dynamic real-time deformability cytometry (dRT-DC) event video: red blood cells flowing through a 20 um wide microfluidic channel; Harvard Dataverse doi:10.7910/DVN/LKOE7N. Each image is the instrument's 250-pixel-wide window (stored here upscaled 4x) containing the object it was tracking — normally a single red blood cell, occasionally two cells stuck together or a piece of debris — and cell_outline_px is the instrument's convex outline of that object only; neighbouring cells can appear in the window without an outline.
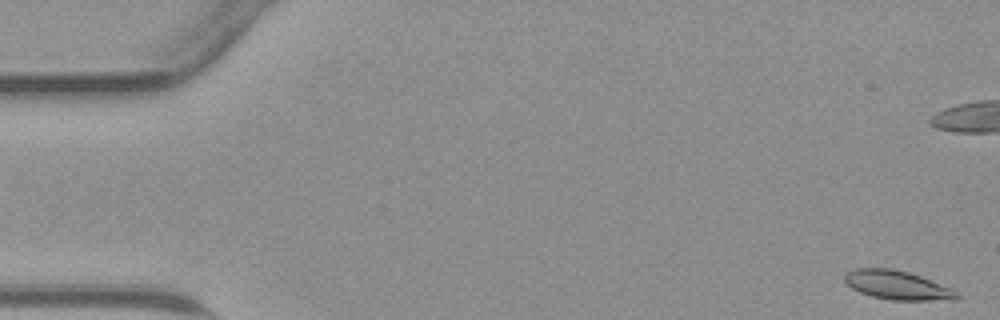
{"species": "common noctule bat (a hibernating species)", "species_latin": "Nyctalus noctula", "temperature_condition": "warm", "stored_images_in_passage": 46, "camera_frame_rate_fps": 3000, "um_per_image_px": 0.085, "animal": {"sex": "male", "body_mass_g": 23.1, "forearm_length_mm": 52.7}, "frame": {"image": 1, "passage_image": 1, "time_ms": 0.0, "image_size_px": [1000, 320], "cell_outline_px": [[960, 296], [956, 300], [892, 300], [872, 296], [860, 292], [852, 288], [844, 280], [844, 276], [852, 268], [892, 268], [908, 272], [920, 276], [952, 288], [960, 292]], "centroid_in_image_um": [76.31, 24.24], "position_along_channel_um": 8.7, "area_um2": 18.96}}
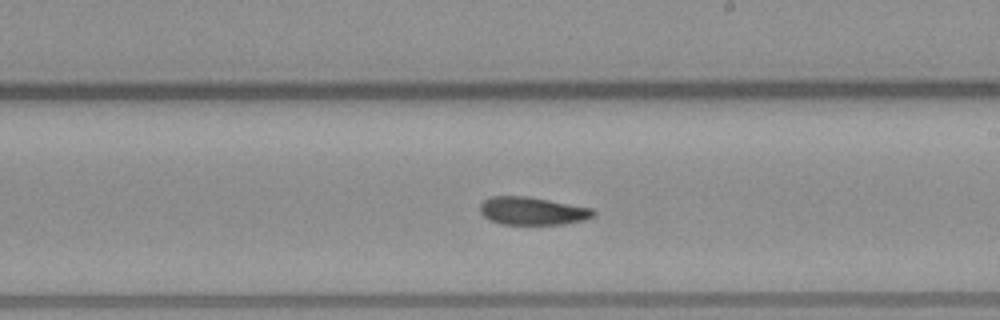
{"frame": {"image": 2, "passage_image": 26, "time_ms": 8.333, "image_size_px": [1000, 320], "cell_outline_px": [[596, 212], [592, 216], [584, 220], [564, 224], [500, 224], [488, 220], [480, 212], [480, 204], [484, 200], [492, 196], [528, 196], [592, 208]], "centroid_in_image_um": [45.23, 17.93], "position_along_channel_um": 243.8, "area_um2": 18.44}}
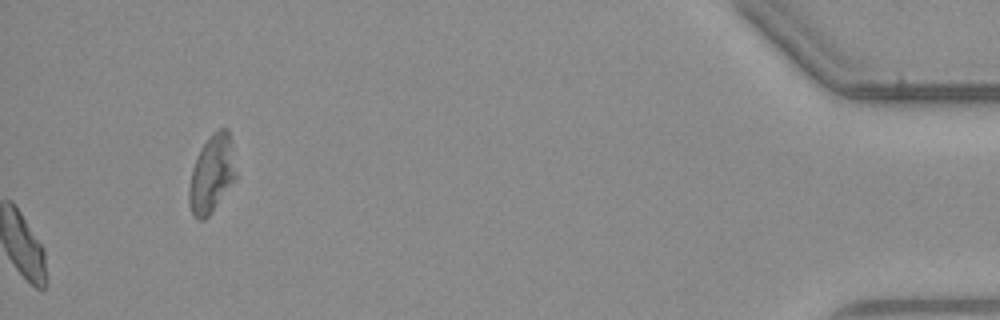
{"frame": {"image": 3, "passage_image": 46, "time_ms": 15.0, "image_size_px": [1000, 320], "cell_outline_px": [[236, 176], [212, 212], [204, 220], [196, 220], [192, 216], [188, 204], [188, 188], [192, 168], [200, 148], [208, 136], [212, 132], [220, 128], [228, 128], [236, 172]], "centroid_in_image_um": [17.95, 14.8], "position_along_channel_um": 417.3, "area_um2": 21.27}}